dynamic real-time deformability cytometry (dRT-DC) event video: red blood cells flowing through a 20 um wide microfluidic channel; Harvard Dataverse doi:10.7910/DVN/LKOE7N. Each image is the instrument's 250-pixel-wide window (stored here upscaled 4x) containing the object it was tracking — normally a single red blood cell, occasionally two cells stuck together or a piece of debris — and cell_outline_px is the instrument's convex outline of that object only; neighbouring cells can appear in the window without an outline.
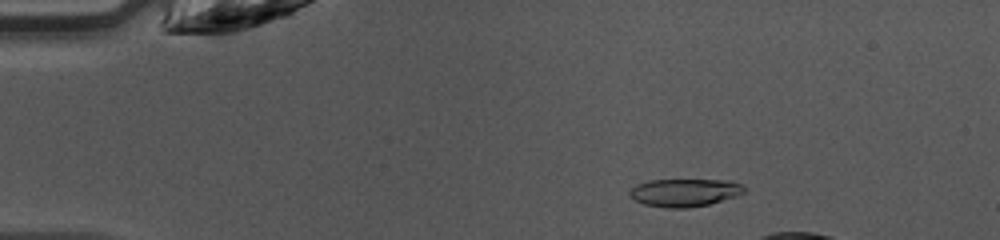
{"species": "common noctule bat (a hibernating species)", "species_latin": "Nyctalus noctula", "temperature_condition": "warm", "stored_images_in_passage": 17, "camera_frame_rate_fps": 3000, "um_per_image_px": 0.085, "animal": {"sex": "female", "body_mass_g": 10.0, "forearm_length_mm": 53.1}, "frame": {"image": 1, "passage_image": 8, "time_ms": 2.333, "image_size_px": [1000, 240], "cell_outline_px": [[744, 192], [736, 196], [708, 204], [688, 208], [668, 208], [644, 204], [628, 196], [628, 192], [636, 184], [648, 180], [732, 180], [744, 184]], "centroid_in_image_um": [58.19, 16.36], "position_along_channel_um": 26.8, "area_um2": 18.67}}
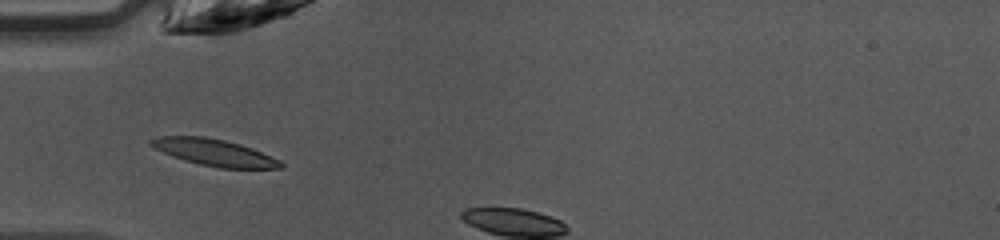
{"frame": {"image": 2, "passage_image": 15, "time_ms": 4.667, "image_size_px": [1000, 240], "cell_outline_px": [[284, 168], [220, 168], [200, 164], [184, 160], [172, 156], [148, 144], [148, 140], [156, 136], [204, 136], [224, 140], [240, 144], [252, 148], [272, 156], [280, 160], [284, 164]], "centroid_in_image_um": [18.22, 12.95], "position_along_channel_um": 66.8, "area_um2": 20.17}}